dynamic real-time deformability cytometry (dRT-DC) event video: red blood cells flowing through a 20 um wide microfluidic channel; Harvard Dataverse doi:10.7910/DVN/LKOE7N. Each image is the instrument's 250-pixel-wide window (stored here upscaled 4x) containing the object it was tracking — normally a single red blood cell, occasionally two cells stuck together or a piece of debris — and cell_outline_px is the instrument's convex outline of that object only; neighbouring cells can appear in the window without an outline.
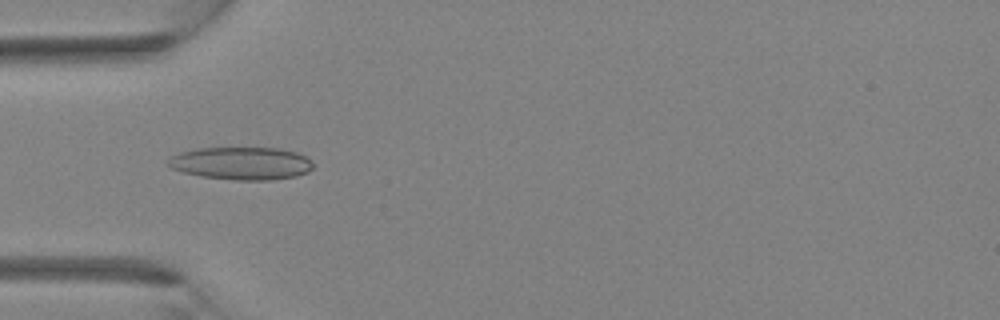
{"species": "Egyptian fruit bat (a non-hibernating species)", "species_latin": "Rousettus aegyptiacus", "temperature_condition": "room temperature", "stored_images_in_passage": 5, "camera_frame_rate_fps": 3000, "um_per_image_px": 0.085, "animal": {"sex": "female"}, "frame": {"image": 1, "passage_image": 4, "time_ms": 3.667, "image_size_px": [1000, 320], "cell_outline_px": [[312, 168], [308, 172], [296, 176], [272, 180], [236, 180], [200, 176], [184, 172], [172, 168], [168, 164], [168, 160], [172, 156], [180, 152], [196, 148], [280, 148], [296, 152], [304, 156], [312, 164]], "centroid_in_image_um": [20.51, 13.88], "position_along_channel_um": 64.5, "area_um2": 27.51}}
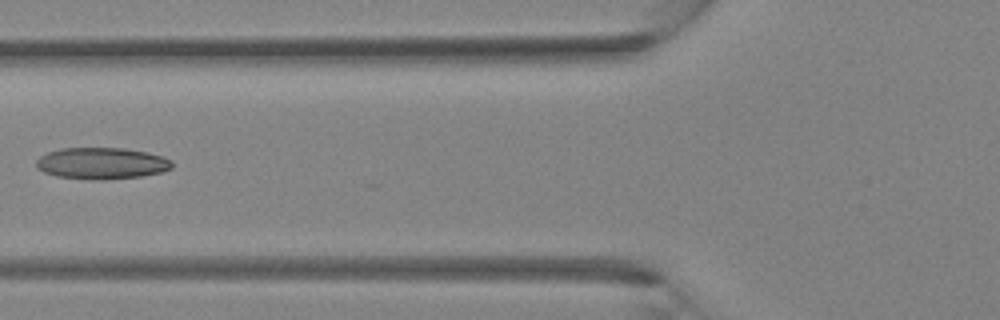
{"frame": {"image": 2, "passage_image": 5, "time_ms": 4.667, "image_size_px": [1000, 320], "cell_outline_px": [[172, 168], [160, 172], [140, 176], [56, 176], [44, 172], [36, 168], [36, 160], [40, 156], [48, 152], [60, 148], [124, 148], [148, 152], [164, 156], [172, 160]], "centroid_in_image_um": [8.65, 13.81], "position_along_channel_um": 117.1, "area_um2": 23.76}}